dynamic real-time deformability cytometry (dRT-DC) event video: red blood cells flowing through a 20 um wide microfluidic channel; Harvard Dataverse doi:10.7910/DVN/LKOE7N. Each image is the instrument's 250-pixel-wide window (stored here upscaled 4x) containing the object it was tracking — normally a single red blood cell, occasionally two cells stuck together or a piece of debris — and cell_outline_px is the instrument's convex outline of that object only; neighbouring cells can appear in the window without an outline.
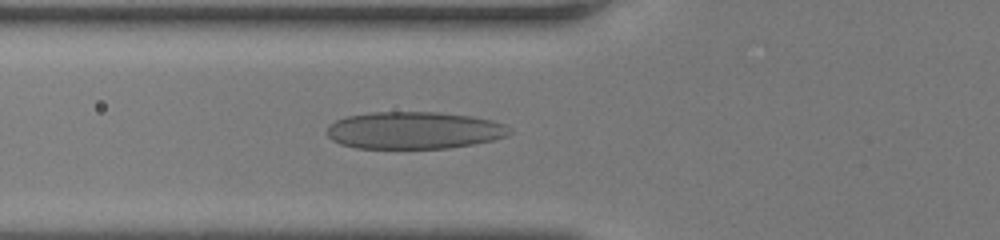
{"species": "human", "species_latin": "Homo sapiens", "temperature_condition": "room temperature", "stored_images_in_passage": 48, "camera_frame_rate_fps": 3000, "um_per_image_px": 0.085, "donor": {"sex": "female"}, "frame": {"image": 1, "passage_image": 16, "time_ms": 5.0, "image_size_px": [1000, 240], "cell_outline_px": [[512, 132], [508, 136], [492, 140], [472, 144], [448, 148], [356, 148], [340, 144], [332, 140], [324, 132], [328, 124], [336, 120], [348, 116], [372, 112], [440, 112], [472, 116], [492, 120], [504, 124], [512, 128]], "centroid_in_image_um": [35.18, 11.07], "position_along_channel_um": 90.6, "area_um2": 39.94}}
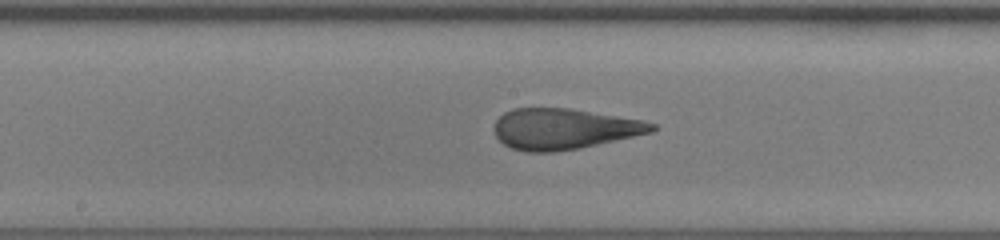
{"frame": {"image": 2, "passage_image": 25, "time_ms": 8.0, "image_size_px": [1000, 240], "cell_outline_px": [[656, 128], [652, 132], [580, 148], [552, 152], [528, 152], [512, 148], [504, 144], [496, 136], [492, 128], [496, 120], [504, 112], [512, 108], [568, 108], [640, 120], [656, 124]], "centroid_in_image_um": [47.88, 10.96], "position_along_channel_um": 200.3, "area_um2": 37.22}}
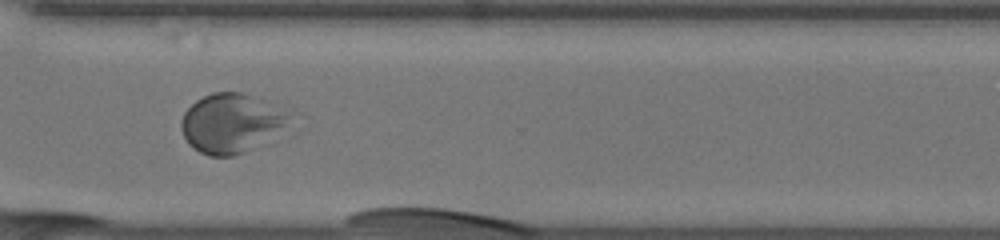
{"frame": {"image": 3, "passage_image": 38, "time_ms": 12.333, "image_size_px": [1000, 240], "cell_outline_px": [[308, 124], [304, 128], [244, 152], [232, 156], [208, 156], [200, 152], [188, 144], [180, 128], [180, 120], [184, 112], [196, 100], [212, 92], [240, 92], [300, 112]], "centroid_in_image_um": [20.08, 10.48], "position_along_channel_um": 350.5, "area_um2": 41.04}}